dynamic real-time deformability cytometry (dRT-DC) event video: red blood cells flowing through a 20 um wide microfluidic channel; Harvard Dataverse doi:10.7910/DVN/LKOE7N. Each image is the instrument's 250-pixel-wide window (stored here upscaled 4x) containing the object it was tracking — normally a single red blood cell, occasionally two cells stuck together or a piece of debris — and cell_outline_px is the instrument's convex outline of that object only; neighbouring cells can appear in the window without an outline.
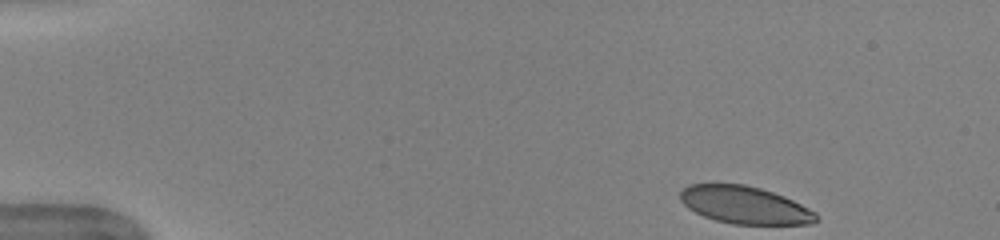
{"species": "human", "species_latin": "Homo sapiens", "temperature_condition": "warm", "stored_images_in_passage": 41, "camera_frame_rate_fps": 3000, "um_per_image_px": 0.085, "donor": {"sex": "female"}, "frame": {"image": 1, "passage_image": 1, "time_ms": 0.0, "image_size_px": [1000, 240], "cell_outline_px": [[820, 220], [812, 224], [732, 224], [716, 220], [704, 216], [688, 208], [680, 200], [680, 192], [688, 184], [744, 184], [760, 188], [784, 196], [816, 212]], "centroid_in_image_um": [63.32, 17.43], "position_along_channel_um": 21.7, "area_um2": 29.65}}
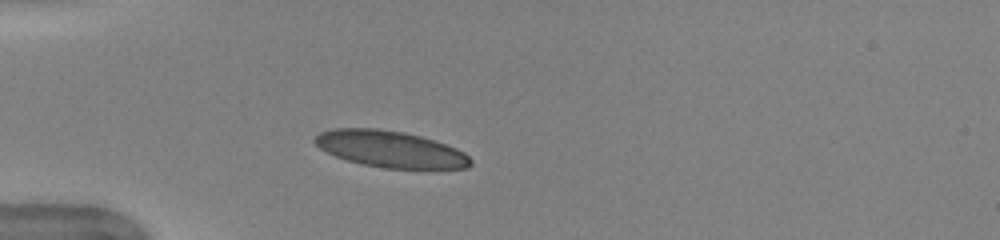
{"frame": {"image": 2, "passage_image": 10, "time_ms": 3.0, "image_size_px": [1000, 240], "cell_outline_px": [[472, 164], [468, 168], [384, 168], [364, 164], [348, 160], [336, 156], [320, 148], [312, 140], [320, 132], [332, 128], [376, 128], [404, 132], [420, 136], [456, 148], [464, 152], [472, 160]], "centroid_in_image_um": [33.17, 12.66], "position_along_channel_um": 51.8, "area_um2": 32.83}}
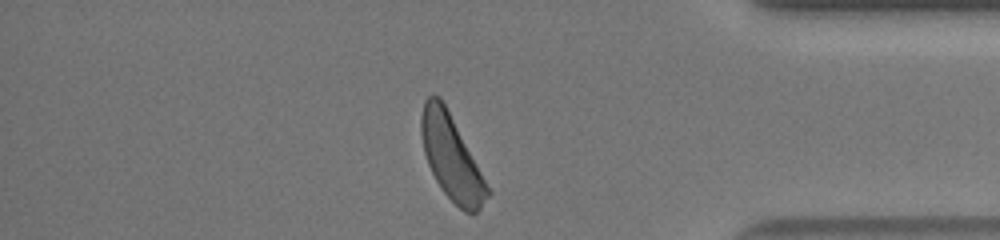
{"frame": {"image": 3, "passage_image": 39, "time_ms": 12.667, "image_size_px": [1000, 240], "cell_outline_px": [[492, 192], [480, 208], [476, 212], [464, 212], [444, 192], [436, 180], [428, 164], [424, 152], [420, 132], [420, 116], [424, 100], [428, 96], [440, 96]], "centroid_in_image_um": [38.35, 13.38], "position_along_channel_um": 396.8, "area_um2": 31.96}, "authors_computed_cell_mechanics": {"area_um2": 32.4836, "velocity_mm_per_s": 3.9557, "shape_relaxation_time_tau1_ms": 2.8018, "shape_relaxation_time_tau2_ms": null, "deformation_change_tau1": 0.1191, "deformation_change_tau2": null}}